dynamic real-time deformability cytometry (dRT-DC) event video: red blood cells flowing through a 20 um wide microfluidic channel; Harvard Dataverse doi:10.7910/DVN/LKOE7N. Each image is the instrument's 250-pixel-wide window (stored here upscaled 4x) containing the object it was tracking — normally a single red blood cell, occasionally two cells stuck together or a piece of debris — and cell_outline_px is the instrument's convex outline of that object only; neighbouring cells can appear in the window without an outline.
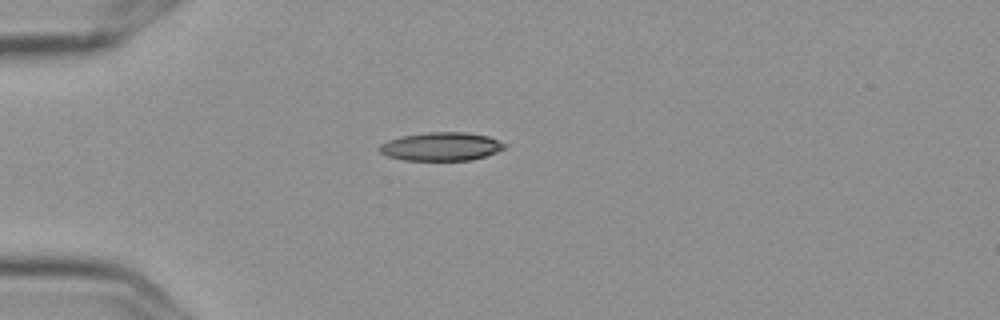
{"species": "Egyptian fruit bat (a non-hibernating species)", "species_latin": "Rousettus aegyptiacus", "temperature_condition": "cold", "stored_images_in_passage": 10, "camera_frame_rate_fps": 3000, "um_per_image_px": 0.085, "frame": {"image": 1, "passage_image": 5, "time_ms": 1.333, "image_size_px": [1000, 320], "cell_outline_px": [[504, 148], [496, 152], [472, 160], [404, 160], [388, 156], [380, 152], [376, 148], [380, 144], [388, 140], [400, 136], [428, 132], [468, 132], [488, 136], [504, 144]], "centroid_in_image_um": [37.44, 12.45], "position_along_channel_um": 47.6, "area_um2": 20.63}}
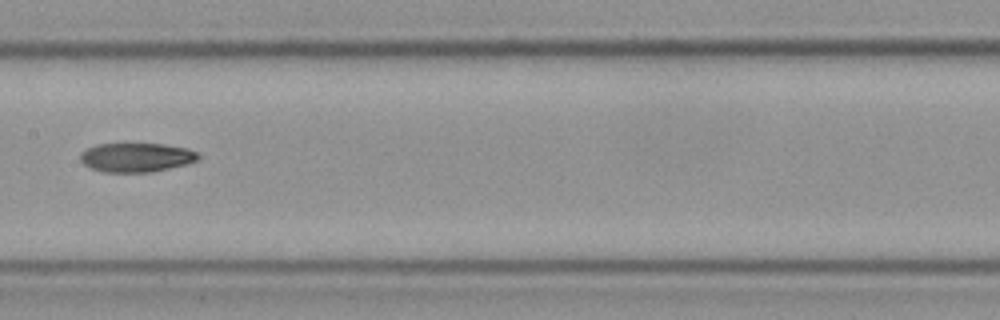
{"frame": {"image": 2, "passage_image": 9, "time_ms": 2.667, "image_size_px": [1000, 320], "cell_outline_px": [[200, 160], [188, 164], [148, 172], [104, 172], [92, 168], [84, 164], [80, 160], [80, 152], [96, 144], [164, 144], [188, 148], [200, 152]], "centroid_in_image_um": [11.64, 13.37], "position_along_channel_um": 195.8, "area_um2": 20.11}}
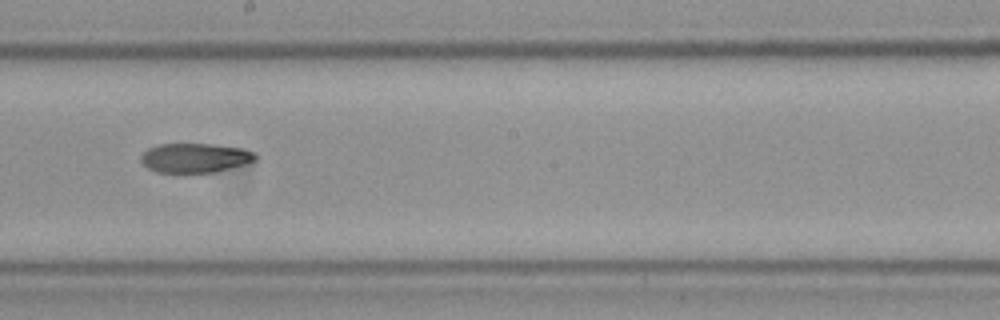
{"frame": {"image": 3, "passage_image": 10, "time_ms": 3.0, "image_size_px": [1000, 320], "cell_outline_px": [[256, 160], [248, 164], [212, 172], [184, 176], [156, 172], [148, 168], [140, 160], [140, 156], [148, 148], [160, 144], [212, 144], [244, 148], [256, 152]], "centroid_in_image_um": [16.57, 13.46], "position_along_channel_um": 231.6, "area_um2": 20.46}}